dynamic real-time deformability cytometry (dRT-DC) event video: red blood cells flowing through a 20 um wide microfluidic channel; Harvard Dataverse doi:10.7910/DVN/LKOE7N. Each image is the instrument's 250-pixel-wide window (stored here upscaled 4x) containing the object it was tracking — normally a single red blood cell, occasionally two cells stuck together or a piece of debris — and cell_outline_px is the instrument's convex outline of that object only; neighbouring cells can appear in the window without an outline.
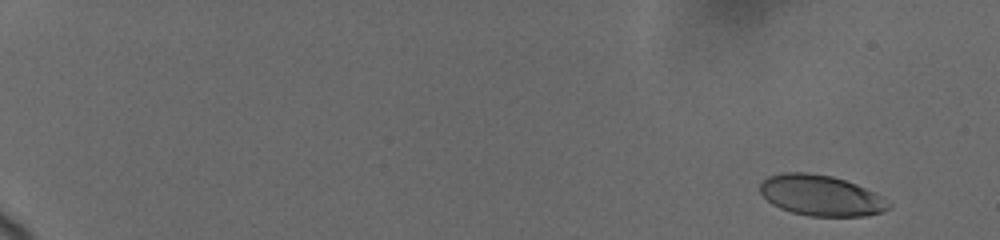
{"species": "human", "species_latin": "Homo sapiens", "temperature_condition": "cold", "stored_images_in_passage": 26, "camera_frame_rate_fps": 3000, "um_per_image_px": 0.085, "donor": {"sex": "female"}, "frame": {"image": 1, "passage_image": 2, "time_ms": 1.0, "image_size_px": [1000, 240], "cell_outline_px": [[892, 208], [884, 212], [868, 216], [808, 216], [792, 212], [780, 208], [772, 204], [760, 192], [760, 184], [768, 176], [784, 172], [808, 172], [832, 176], [856, 184], [880, 196], [892, 204]], "centroid_in_image_um": [69.79, 16.62], "position_along_channel_um": 15.2, "area_um2": 30.52}}
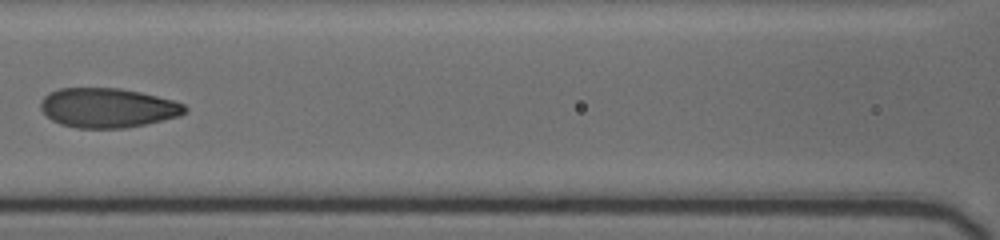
{"frame": {"image": 2, "passage_image": 14, "time_ms": 10.0, "image_size_px": [1000, 240], "cell_outline_px": [[188, 112], [180, 116], [144, 124], [124, 128], [76, 128], [60, 124], [52, 120], [40, 108], [40, 100], [48, 92], [60, 88], [120, 88], [140, 92], [172, 100], [184, 104], [188, 108]], "centroid_in_image_um": [9.14, 9.16], "position_along_channel_um": 157.5, "area_um2": 33.29}}
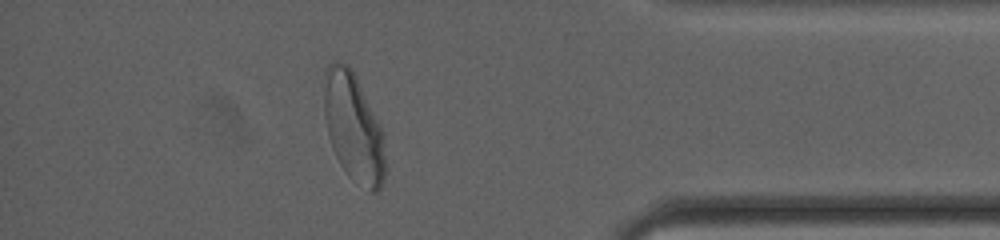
{"frame": {"image": 3, "passage_image": 25, "time_ms": 17.333, "image_size_px": [1000, 240], "cell_outline_px": [[384, 180], [380, 188], [376, 192], [368, 192], [352, 180], [348, 176], [340, 164], [332, 148], [328, 136], [324, 116], [324, 72], [328, 64], [332, 60], [336, 60], [348, 64], [352, 68], [384, 132]], "centroid_in_image_um": [30.03, 10.82], "position_along_channel_um": 405.2, "area_um2": 39.25}}